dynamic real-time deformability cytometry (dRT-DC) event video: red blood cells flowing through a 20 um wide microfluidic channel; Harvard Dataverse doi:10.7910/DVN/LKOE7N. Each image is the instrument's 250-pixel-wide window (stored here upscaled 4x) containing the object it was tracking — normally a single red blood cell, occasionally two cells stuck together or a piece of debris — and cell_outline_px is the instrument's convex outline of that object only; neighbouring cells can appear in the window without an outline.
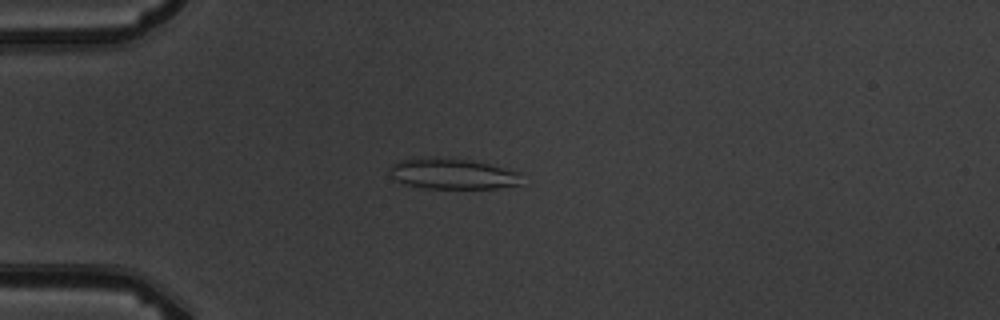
{"species": "common noctule bat (a hibernating species)", "species_latin": "Nyctalus noctula", "temperature_condition": "warm", "stored_images_in_passage": 6, "camera_frame_rate_fps": 3000, "um_per_image_px": 0.085, "animal": {"sex": "male", "body_mass_g": 19.5, "forearm_length_mm": 54.6}, "frame": {"image": 1, "passage_image": 1, "time_ms": 0.0, "image_size_px": [1000, 320], "cell_outline_px": [[524, 184], [496, 188], [424, 188], [408, 184], [396, 180], [392, 176], [392, 164], [400, 160], [432, 156], [436, 156], [472, 160], [524, 172]], "centroid_in_image_um": [38.6, 14.76], "position_along_channel_um": 46.4, "area_um2": 23.99}}
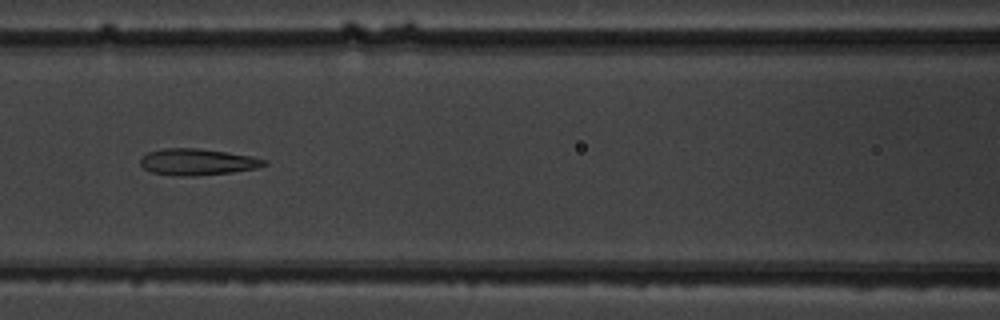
{"frame": {"image": 2, "passage_image": 4, "time_ms": 3.333, "image_size_px": [1000, 320], "cell_outline_px": [[268, 164], [256, 168], [232, 172], [196, 176], [172, 176], [152, 172], [144, 168], [140, 164], [140, 156], [148, 152], [164, 148], [196, 148], [224, 152], [248, 156], [268, 160]], "centroid_in_image_um": [16.73, 13.77], "position_along_channel_um": 149.9, "area_um2": 19.07}}
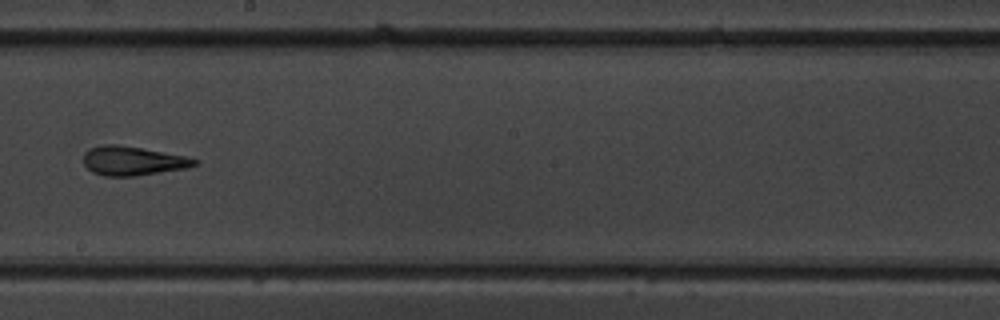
{"frame": {"image": 3, "passage_image": 6, "time_ms": 5.667, "image_size_px": [1000, 320], "cell_outline_px": [[200, 160], [196, 164], [188, 168], [136, 176], [104, 176], [92, 172], [84, 164], [84, 152], [88, 148], [104, 144], [116, 144], [140, 148], [184, 156]], "centroid_in_image_um": [11.26, 13.68], "position_along_channel_um": 236.9, "area_um2": 18.79}}